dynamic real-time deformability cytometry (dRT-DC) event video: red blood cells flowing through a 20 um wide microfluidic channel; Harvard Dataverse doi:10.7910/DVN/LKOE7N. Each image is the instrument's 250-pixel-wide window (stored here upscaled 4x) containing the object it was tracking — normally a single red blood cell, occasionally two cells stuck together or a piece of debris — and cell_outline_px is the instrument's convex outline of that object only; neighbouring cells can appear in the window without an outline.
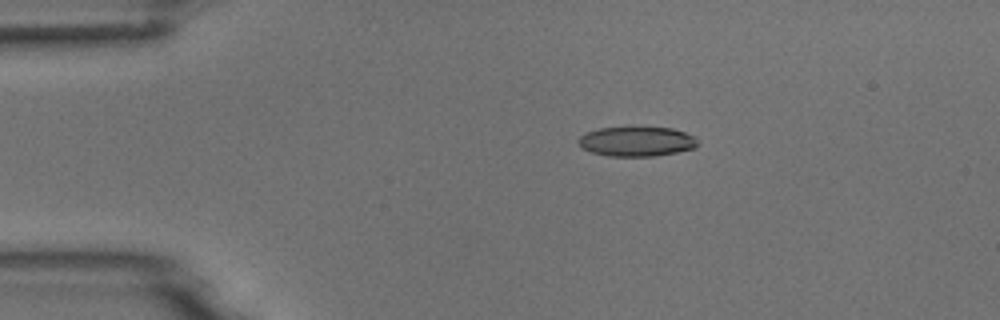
{"species": "common noctule bat (a hibernating species)", "species_latin": "Nyctalus noctula", "temperature_condition": "room temperature", "stored_images_in_passage": 8, "camera_frame_rate_fps": 3000, "um_per_image_px": 0.085, "animal": {"sex": "male", "body_mass_g": 18.8}, "frame": {"image": 1, "passage_image": 2, "time_ms": 1.333, "image_size_px": [1000, 320], "cell_outline_px": [[700, 144], [692, 148], [676, 152], [656, 156], [608, 156], [592, 152], [580, 148], [576, 140], [580, 136], [588, 132], [600, 128], [628, 124], [672, 128], [684, 132], [700, 140]], "centroid_in_image_um": [54.09, 11.98], "position_along_channel_um": 30.9, "area_um2": 21.56}}
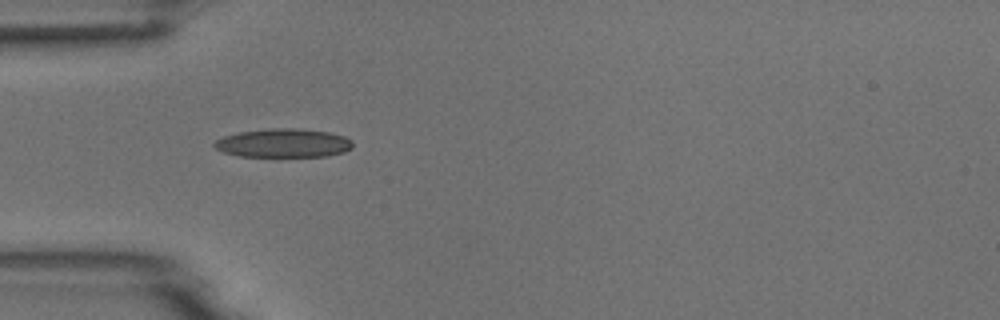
{"frame": {"image": 2, "passage_image": 4, "time_ms": 3.333, "image_size_px": [1000, 320], "cell_outline_px": [[352, 148], [344, 152], [328, 156], [240, 156], [224, 152], [216, 148], [212, 144], [216, 140], [224, 136], [240, 132], [268, 128], [300, 128], [328, 132], [344, 136], [352, 140]], "centroid_in_image_um": [24.11, 12.15], "position_along_channel_um": 60.9, "area_um2": 23.12}}